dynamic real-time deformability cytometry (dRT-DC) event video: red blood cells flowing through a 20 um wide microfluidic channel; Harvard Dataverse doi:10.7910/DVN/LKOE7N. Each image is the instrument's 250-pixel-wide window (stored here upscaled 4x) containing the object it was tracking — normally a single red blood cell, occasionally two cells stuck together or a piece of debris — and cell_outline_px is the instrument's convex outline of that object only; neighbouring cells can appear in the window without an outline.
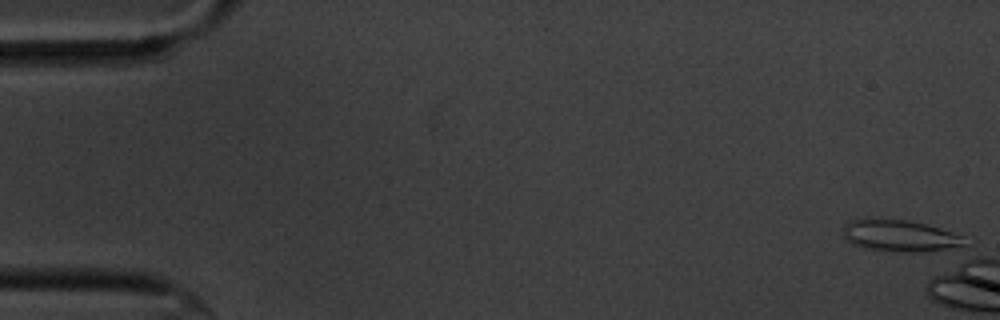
{"species": "common noctule bat (a hibernating species)", "species_latin": "Nyctalus noctula", "temperature_condition": "cold", "stored_images_in_passage": 8, "camera_frame_rate_fps": 3000, "um_per_image_px": 0.085, "animal": {"sex": "male", "body_mass_g": 20.1, "forearm_length_mm": 53.5}, "frame": {"image": 1, "passage_image": 2, "time_ms": 0.333, "image_size_px": [1000, 320], "cell_outline_px": [[952, 244], [932, 248], [888, 248], [868, 244], [860, 240], [892, 224], [916, 224], [932, 228], [944, 232]], "centroid_in_image_um": [77.17, 20.16], "position_along_channel_um": 7.8, "area_um2": 11.62}}